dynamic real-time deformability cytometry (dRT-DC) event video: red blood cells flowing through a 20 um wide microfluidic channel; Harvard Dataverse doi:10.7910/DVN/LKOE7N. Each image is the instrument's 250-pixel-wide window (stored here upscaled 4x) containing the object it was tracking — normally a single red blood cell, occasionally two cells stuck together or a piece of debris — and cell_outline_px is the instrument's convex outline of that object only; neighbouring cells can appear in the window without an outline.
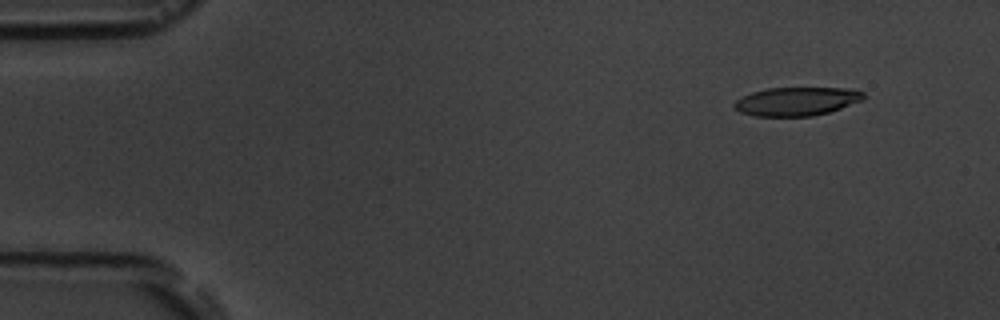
{"species": "common noctule bat (a hibernating species)", "species_latin": "Nyctalus noctula", "temperature_condition": "room temperature", "stored_images_in_passage": 5, "camera_frame_rate_fps": 3000, "um_per_image_px": 0.085, "animal": {"sex": "male", "body_mass_g": 19.5, "forearm_length_mm": 54.6}, "frame": {"image": 1, "passage_image": 2, "time_ms": 1.0, "image_size_px": [1000, 320], "cell_outline_px": [[868, 96], [864, 100], [828, 112], [812, 116], [752, 116], [740, 112], [732, 104], [736, 100], [752, 92], [768, 88], [856, 88], [864, 92]], "centroid_in_image_um": [67.77, 8.61], "position_along_channel_um": 17.2, "area_um2": 21.68}}
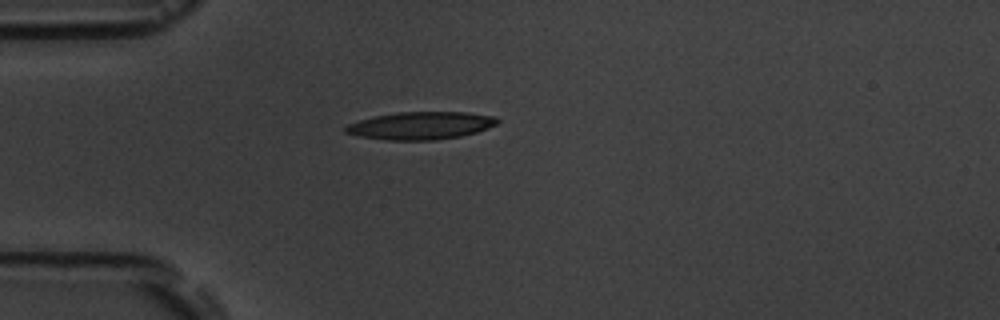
{"frame": {"image": 2, "passage_image": 5, "time_ms": 4.333, "image_size_px": [1000, 320], "cell_outline_px": [[500, 120], [496, 124], [488, 128], [476, 132], [460, 136], [436, 140], [388, 140], [356, 136], [344, 132], [344, 128], [348, 124], [372, 116], [396, 112], [468, 112], [496, 116]], "centroid_in_image_um": [35.75, 10.67], "position_along_channel_um": 49.2, "area_um2": 24.62}}